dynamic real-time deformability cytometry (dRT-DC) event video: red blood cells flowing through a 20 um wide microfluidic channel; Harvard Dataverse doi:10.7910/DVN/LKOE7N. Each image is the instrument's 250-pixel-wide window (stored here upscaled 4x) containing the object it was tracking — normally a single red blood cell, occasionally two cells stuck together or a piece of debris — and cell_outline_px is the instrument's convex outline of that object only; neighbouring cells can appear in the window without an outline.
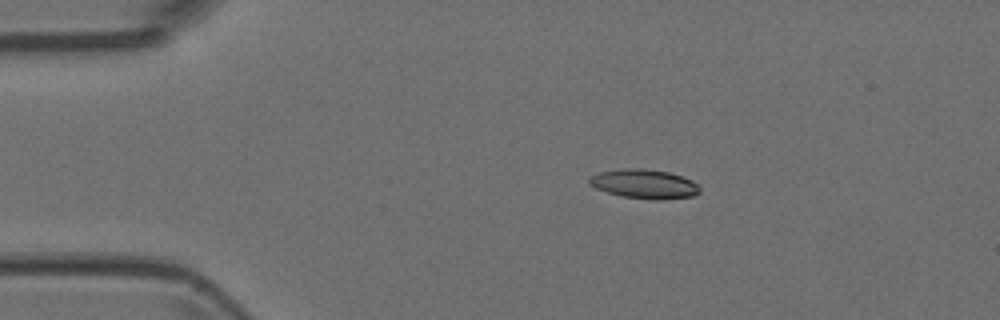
{"species": "Egyptian fruit bat (a non-hibernating species)", "species_latin": "Rousettus aegyptiacus", "temperature_condition": "room temperature", "stored_images_in_passage": 4, "camera_frame_rate_fps": 3000, "um_per_image_px": 0.085, "animal": {"sex": "female"}, "frame": {"image": 1, "passage_image": 1, "time_ms": 0.0, "image_size_px": [1000, 320], "cell_outline_px": [[700, 192], [696, 196], [660, 200], [656, 200], [620, 196], [596, 188], [588, 184], [588, 180], [592, 176], [600, 172], [624, 168], [640, 168], [668, 172], [692, 180], [700, 188]], "centroid_in_image_um": [54.78, 15.65], "position_along_channel_um": 30.2, "area_um2": 18.79}}
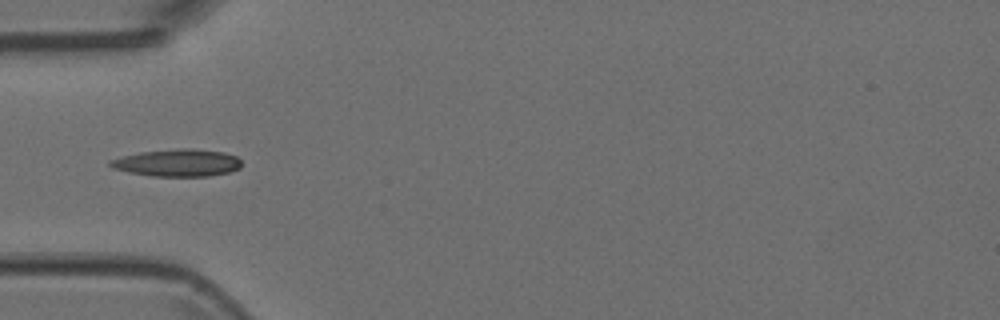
{"frame": {"image": 2, "passage_image": 3, "time_ms": 0.667, "image_size_px": [1000, 320], "cell_outline_px": [[240, 168], [228, 172], [208, 176], [152, 176], [128, 172], [112, 168], [108, 164], [108, 160], [140, 152], [180, 148], [192, 148], [224, 152], [236, 156], [240, 160]], "centroid_in_image_um": [15.07, 13.83], "position_along_channel_um": 69.9, "area_um2": 20.87}}
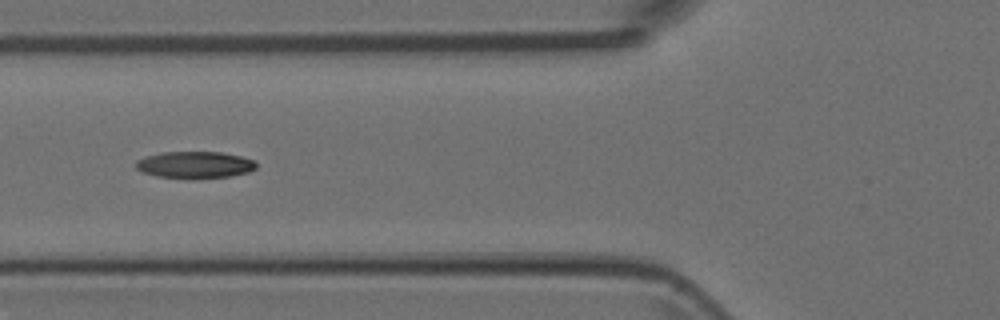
{"frame": {"image": 3, "passage_image": 4, "time_ms": 1.0, "image_size_px": [1000, 320], "cell_outline_px": [[256, 168], [248, 172], [228, 176], [156, 176], [144, 172], [136, 168], [136, 160], [160, 152], [220, 152], [240, 156], [256, 160]], "centroid_in_image_um": [16.58, 13.96], "position_along_channel_um": 109.2, "area_um2": 17.98}}